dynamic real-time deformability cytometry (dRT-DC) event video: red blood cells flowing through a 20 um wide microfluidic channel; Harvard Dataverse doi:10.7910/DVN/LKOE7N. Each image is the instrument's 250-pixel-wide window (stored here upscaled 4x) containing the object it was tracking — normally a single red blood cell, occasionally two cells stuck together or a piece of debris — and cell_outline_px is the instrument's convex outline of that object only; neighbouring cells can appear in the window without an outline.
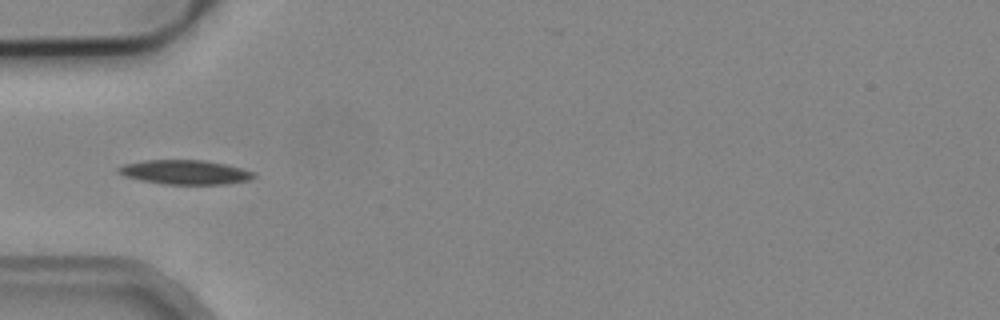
{"species": "common noctule bat (a hibernating species)", "species_latin": "Nyctalus noctula", "temperature_condition": "cold", "stored_images_in_passage": 4, "camera_frame_rate_fps": 3000, "um_per_image_px": 0.085, "animal": {"sex": "male", "body_mass_g": 19.2, "forearm_length_mm": 51.8}, "frame": {"image": 1, "passage_image": 4, "time_ms": 3.333, "image_size_px": [1000, 320], "cell_outline_px": [[256, 176], [248, 180], [224, 184], [164, 184], [140, 180], [124, 176], [116, 172], [116, 168], [124, 164], [144, 160], [204, 160], [224, 164], [240, 168], [252, 172]], "centroid_in_image_um": [15.66, 14.63], "position_along_channel_um": 69.3, "area_um2": 19.07}}